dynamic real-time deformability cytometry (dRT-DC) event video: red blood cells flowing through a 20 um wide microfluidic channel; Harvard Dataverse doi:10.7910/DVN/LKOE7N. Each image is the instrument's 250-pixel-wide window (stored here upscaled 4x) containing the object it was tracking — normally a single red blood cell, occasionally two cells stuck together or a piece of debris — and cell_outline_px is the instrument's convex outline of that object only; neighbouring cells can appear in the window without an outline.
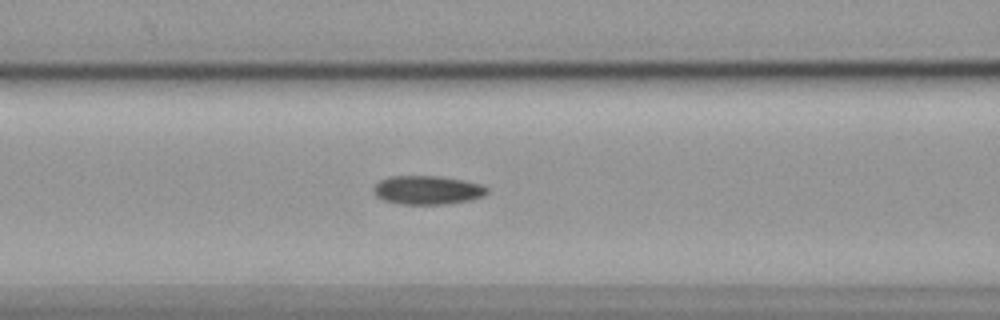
{"species": "common noctule bat (a hibernating species)", "species_latin": "Nyctalus noctula", "temperature_condition": "cold", "stored_images_in_passage": 31, "camera_frame_rate_fps": 3000, "um_per_image_px": 0.085, "animal": {"sex": "female", "body_mass_g": 19.9}, "frame": {"image": 1, "passage_image": 6, "time_ms": 1.667, "image_size_px": [1000, 320], "cell_outline_px": [[488, 192], [484, 196], [468, 200], [448, 204], [400, 204], [384, 200], [376, 196], [372, 192], [372, 188], [380, 180], [388, 176], [440, 176], [464, 180], [480, 184], [488, 188]], "centroid_in_image_um": [36.31, 16.15], "position_along_channel_um": 130.3, "area_um2": 19.13}}
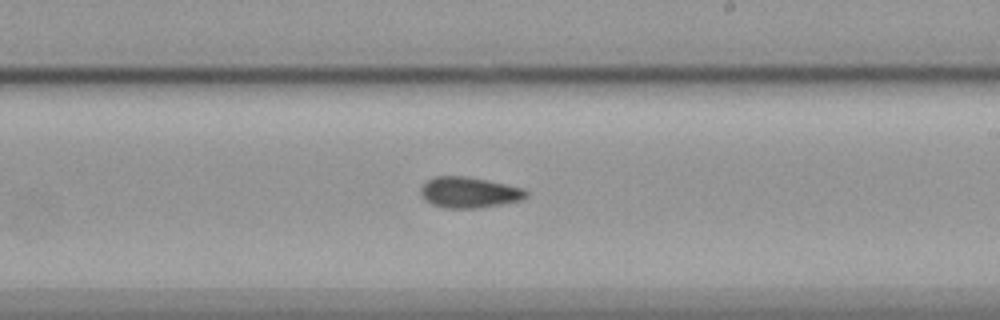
{"frame": {"image": 2, "passage_image": 16, "time_ms": 5.0, "image_size_px": [1000, 320], "cell_outline_px": [[528, 196], [520, 200], [480, 208], [444, 208], [432, 204], [424, 200], [420, 196], [420, 188], [428, 180], [436, 176], [464, 176], [488, 180], [524, 188], [528, 192]], "centroid_in_image_um": [39.86, 16.36], "position_along_channel_um": 249.1, "area_um2": 19.02}}
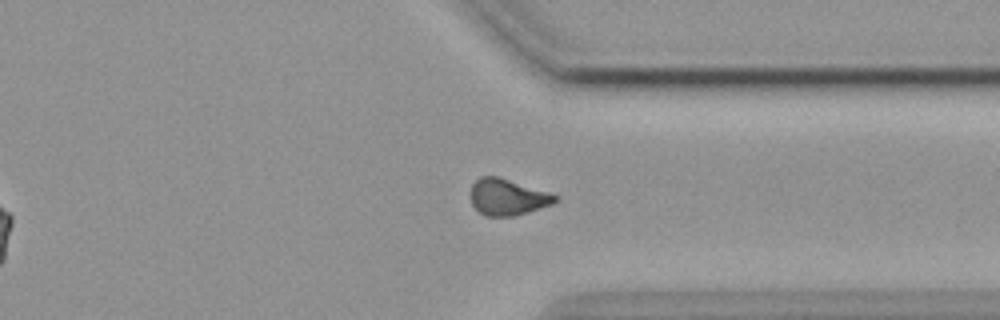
{"frame": {"image": 3, "passage_image": 26, "time_ms": 8.333, "image_size_px": [1000, 320], "cell_outline_px": [[560, 200], [552, 204], [528, 212], [512, 216], [484, 216], [472, 204], [468, 196], [472, 184], [480, 176], [500, 176], [560, 196]], "centroid_in_image_um": [43.13, 16.74], "position_along_channel_um": 368.3, "area_um2": 18.21}, "authors_computed_cell_mechanics": {"area_um2": 18.6116, "velocity_mm_per_s": 3.5878, "shape_relaxation_time_tau1_ms": null, "shape_relaxation_time_tau2_ms": 10.4384, "deformation_change_tau1": null, "deformation_change_tau2": 0.1652}}